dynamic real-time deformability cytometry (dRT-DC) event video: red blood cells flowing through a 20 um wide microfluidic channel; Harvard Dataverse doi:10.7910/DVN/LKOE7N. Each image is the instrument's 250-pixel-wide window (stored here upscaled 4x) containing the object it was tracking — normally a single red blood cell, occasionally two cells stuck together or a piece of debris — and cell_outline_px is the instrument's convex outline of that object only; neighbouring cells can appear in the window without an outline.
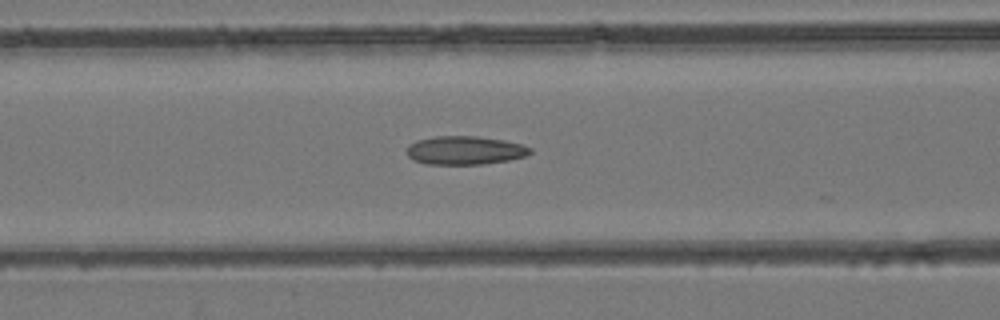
{"species": "common noctule bat (a hibernating species)", "species_latin": "Nyctalus noctula", "temperature_condition": "room temperature", "stored_images_in_passage": 18, "camera_frame_rate_fps": 3000, "um_per_image_px": 0.085, "animal": {"sex": "female", "body_mass_g": 24.6, "forearm_length_mm": 56.2}, "frame": {"image": 1, "passage_image": 9, "time_ms": 2.667, "image_size_px": [1000, 320], "cell_outline_px": [[532, 152], [528, 156], [508, 160], [484, 164], [424, 164], [412, 160], [408, 156], [408, 144], [416, 140], [436, 136], [476, 136], [504, 140], [520, 144], [532, 148]], "centroid_in_image_um": [39.52, 12.78], "position_along_channel_um": 127.1, "area_um2": 20.63}}
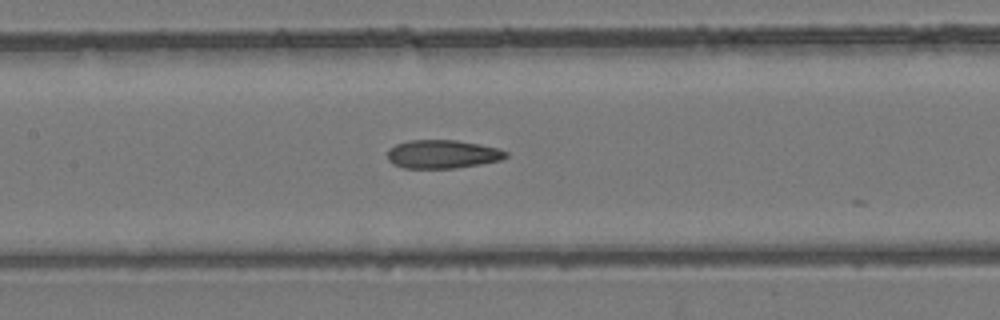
{"frame": {"image": 2, "passage_image": 12, "time_ms": 3.667, "image_size_px": [1000, 320], "cell_outline_px": [[508, 156], [500, 160], [480, 164], [452, 168], [404, 168], [392, 164], [388, 160], [388, 148], [396, 144], [408, 140], [456, 140], [480, 144], [500, 148], [508, 152]], "centroid_in_image_um": [37.61, 13.09], "position_along_channel_um": 169.8, "area_um2": 19.77}}
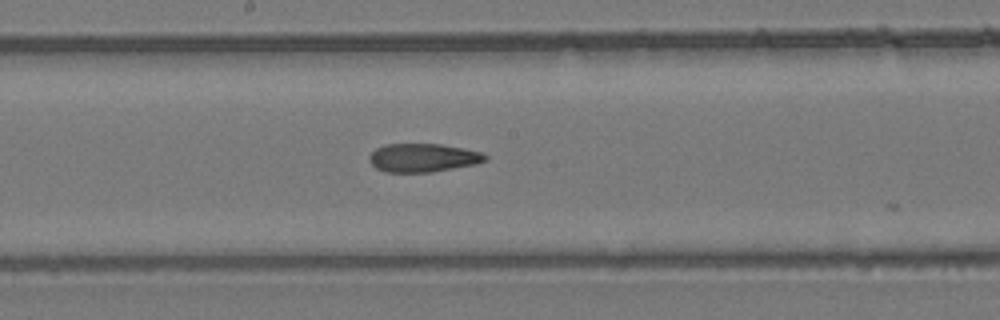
{"frame": {"image": 3, "passage_image": 15, "time_ms": 4.667, "image_size_px": [1000, 320], "cell_outline_px": [[488, 160], [476, 164], [432, 172], [384, 172], [376, 168], [368, 160], [368, 156], [376, 148], [384, 144], [440, 144], [464, 148], [480, 152], [488, 156]], "centroid_in_image_um": [35.94, 13.41], "position_along_channel_um": 212.3, "area_um2": 19.36}}